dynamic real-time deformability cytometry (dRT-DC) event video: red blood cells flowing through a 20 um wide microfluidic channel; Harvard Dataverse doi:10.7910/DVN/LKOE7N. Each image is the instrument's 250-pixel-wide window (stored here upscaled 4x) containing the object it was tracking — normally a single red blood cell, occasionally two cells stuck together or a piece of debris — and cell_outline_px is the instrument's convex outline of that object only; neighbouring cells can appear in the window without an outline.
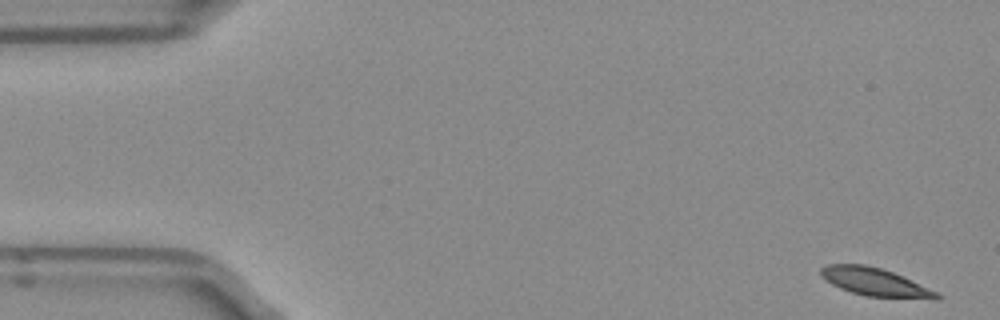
{"species": "Egyptian fruit bat (a non-hibernating species)", "species_latin": "Rousettus aegyptiacus", "temperature_condition": "room temperature", "stored_images_in_passage": 14, "camera_frame_rate_fps": 3000, "um_per_image_px": 0.085, "frame": {"image": 1, "passage_image": 1, "time_ms": 0.0, "image_size_px": [1000, 320], "cell_outline_px": [[940, 300], [936, 300], [864, 296], [840, 288], [824, 280], [820, 276], [820, 268], [828, 264], [864, 264], [880, 268], [892, 272], [936, 292], [940, 296]], "centroid_in_image_um": [74.33, 23.99], "position_along_channel_um": 10.7, "area_um2": 18.84}}